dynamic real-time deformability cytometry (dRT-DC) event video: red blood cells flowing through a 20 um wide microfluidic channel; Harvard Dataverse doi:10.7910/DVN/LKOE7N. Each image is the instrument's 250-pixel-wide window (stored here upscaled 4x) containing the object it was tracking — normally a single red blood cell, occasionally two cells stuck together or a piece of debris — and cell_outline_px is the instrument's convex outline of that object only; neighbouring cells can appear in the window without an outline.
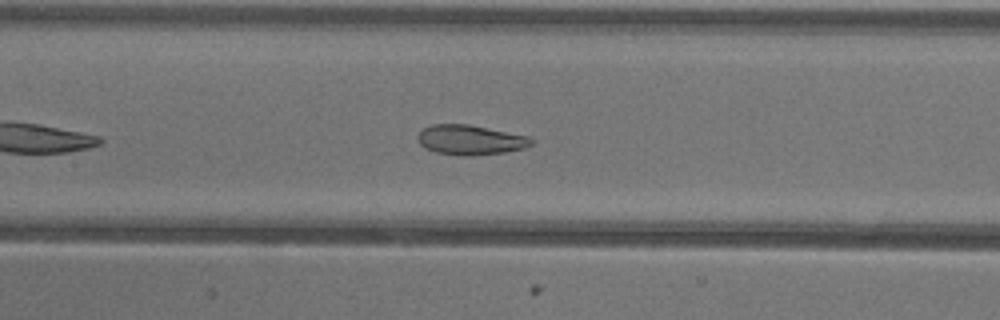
{"species": "common noctule bat (a hibernating species)", "species_latin": "Nyctalus noctula", "temperature_condition": "warm", "stored_images_in_passage": 30, "camera_frame_rate_fps": 3000, "um_per_image_px": 0.085, "animal": {"sex": "female"}, "frame": {"image": 1, "passage_image": 12, "time_ms": 3.667, "image_size_px": [1000, 320], "cell_outline_px": [[536, 140], [532, 144], [524, 148], [504, 152], [472, 156], [460, 156], [436, 152], [424, 148], [416, 140], [416, 136], [424, 128], [432, 124], [468, 124], [528, 136]], "centroid_in_image_um": [39.96, 11.9], "position_along_channel_um": 167.4, "area_um2": 19.88}}
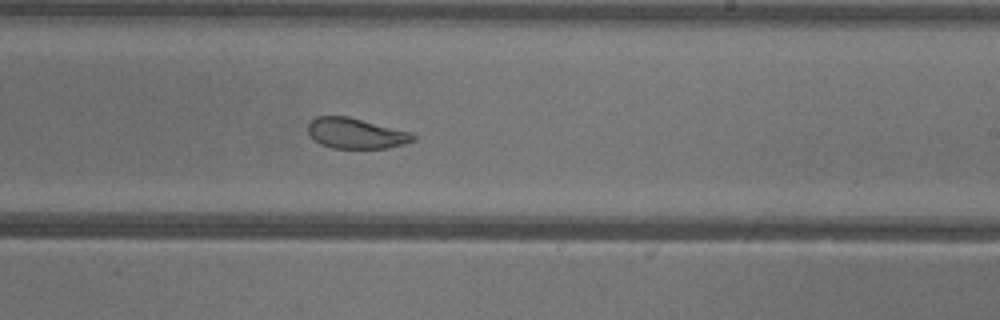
{"frame": {"image": 2, "passage_image": 19, "time_ms": 6.0, "image_size_px": [1000, 320], "cell_outline_px": [[416, 140], [404, 144], [384, 148], [332, 148], [320, 144], [308, 132], [308, 124], [316, 116], [348, 116], [412, 132], [416, 136]], "centroid_in_image_um": [30.28, 11.33], "position_along_channel_um": 258.7, "area_um2": 18.67}}
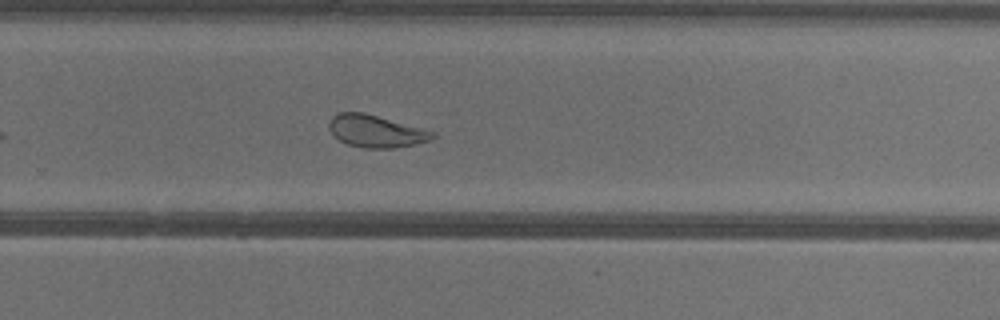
{"frame": {"image": 3, "passage_image": 22, "time_ms": 7.0, "image_size_px": [1000, 320], "cell_outline_px": [[436, 136], [428, 140], [416, 144], [392, 148], [364, 148], [348, 144], [340, 140], [328, 128], [328, 124], [332, 116], [340, 112], [364, 112], [436, 132]], "centroid_in_image_um": [31.95, 11.14], "position_along_channel_um": 297.9, "area_um2": 19.31}, "authors_computed_cell_mechanics": {"area_um2": 19.9988, "velocity_mm_per_s": 3.9287, "shape_relaxation_time_tau1_ms": null, "shape_relaxation_time_tau2_ms": 1.8668, "deformation_change_tau1": null, "deformation_change_tau2": 0.0824}}